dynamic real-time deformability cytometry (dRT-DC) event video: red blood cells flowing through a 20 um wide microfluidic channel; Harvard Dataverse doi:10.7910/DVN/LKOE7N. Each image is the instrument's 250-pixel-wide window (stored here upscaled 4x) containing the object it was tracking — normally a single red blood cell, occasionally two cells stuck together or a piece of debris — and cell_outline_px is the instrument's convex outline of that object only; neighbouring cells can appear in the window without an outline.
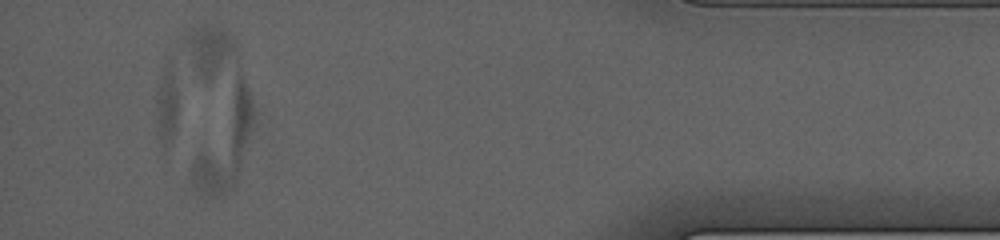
{"species": "human", "species_latin": "Homo sapiens", "temperature_condition": "cold", "stored_images_in_passage": 31, "segment_of_instrument_passage": [2, 2], "camera_frame_rate_fps": 3000, "um_per_image_px": 0.085, "donor": {"sex": "male"}, "frame": {"image": 1, "passage_image": 29, "time_ms": 11.333, "image_size_px": [1000, 240], "cell_outline_px": [[252, 120], [236, 184], [232, 188], [216, 196], [204, 192], [196, 188], [192, 176], [192, 172], [196, 156], [236, 72], [240, 72], [244, 80], [252, 104]], "centroid_in_image_um": [19.12, 12.05], "position_along_channel_um": 416.1, "area_um2": 30.92}}